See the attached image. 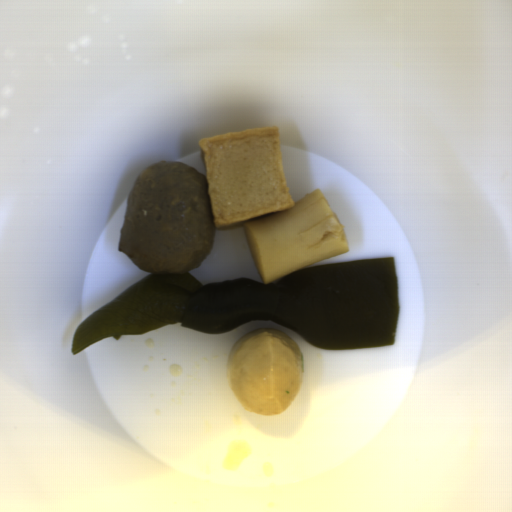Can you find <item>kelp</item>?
<instances>
[{"mask_svg": "<svg viewBox=\"0 0 512 512\" xmlns=\"http://www.w3.org/2000/svg\"><path fill=\"white\" fill-rule=\"evenodd\" d=\"M398 314L394 256L300 269L266 284L243 277L203 284L188 270L151 273L82 320L71 352L174 323L217 335L251 321L288 327L320 349L392 347Z\"/></svg>", "mask_w": 512, "mask_h": 512, "instance_id": "99668d17", "label": "kelp"}]
</instances>
